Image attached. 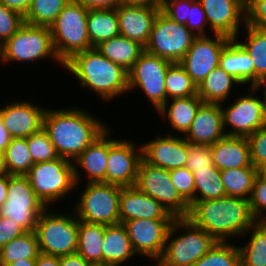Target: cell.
I'll return each mask as SVG.
<instances>
[{
  "label": "cell",
  "mask_w": 266,
  "mask_h": 266,
  "mask_svg": "<svg viewBox=\"0 0 266 266\" xmlns=\"http://www.w3.org/2000/svg\"><path fill=\"white\" fill-rule=\"evenodd\" d=\"M106 125L79 108H48L43 119V129L57 154L70 162H74L109 127Z\"/></svg>",
  "instance_id": "6da1fadb"
},
{
  "label": "cell",
  "mask_w": 266,
  "mask_h": 266,
  "mask_svg": "<svg viewBox=\"0 0 266 266\" xmlns=\"http://www.w3.org/2000/svg\"><path fill=\"white\" fill-rule=\"evenodd\" d=\"M187 218L218 242H227L231 237H244L256 223L249 199L232 196L193 202Z\"/></svg>",
  "instance_id": "7a4b0ae2"
},
{
  "label": "cell",
  "mask_w": 266,
  "mask_h": 266,
  "mask_svg": "<svg viewBox=\"0 0 266 266\" xmlns=\"http://www.w3.org/2000/svg\"><path fill=\"white\" fill-rule=\"evenodd\" d=\"M82 87L106 102L128 93V71L104 57L95 47L76 53L64 63Z\"/></svg>",
  "instance_id": "3957f363"
},
{
  "label": "cell",
  "mask_w": 266,
  "mask_h": 266,
  "mask_svg": "<svg viewBox=\"0 0 266 266\" xmlns=\"http://www.w3.org/2000/svg\"><path fill=\"white\" fill-rule=\"evenodd\" d=\"M182 229L186 232H180ZM216 242L188 218H176L169 229L164 252L153 266H193Z\"/></svg>",
  "instance_id": "277c9868"
},
{
  "label": "cell",
  "mask_w": 266,
  "mask_h": 266,
  "mask_svg": "<svg viewBox=\"0 0 266 266\" xmlns=\"http://www.w3.org/2000/svg\"><path fill=\"white\" fill-rule=\"evenodd\" d=\"M88 11L83 4L71 0L49 27L54 50L63 64L76 53L93 48L88 38Z\"/></svg>",
  "instance_id": "5b68a950"
},
{
  "label": "cell",
  "mask_w": 266,
  "mask_h": 266,
  "mask_svg": "<svg viewBox=\"0 0 266 266\" xmlns=\"http://www.w3.org/2000/svg\"><path fill=\"white\" fill-rule=\"evenodd\" d=\"M53 58L62 66L53 47L49 27L24 22L13 36L0 46V63L33 62Z\"/></svg>",
  "instance_id": "8992f818"
},
{
  "label": "cell",
  "mask_w": 266,
  "mask_h": 266,
  "mask_svg": "<svg viewBox=\"0 0 266 266\" xmlns=\"http://www.w3.org/2000/svg\"><path fill=\"white\" fill-rule=\"evenodd\" d=\"M25 176L47 208L76 188L73 162L63 157L36 163Z\"/></svg>",
  "instance_id": "52a82bcc"
},
{
  "label": "cell",
  "mask_w": 266,
  "mask_h": 266,
  "mask_svg": "<svg viewBox=\"0 0 266 266\" xmlns=\"http://www.w3.org/2000/svg\"><path fill=\"white\" fill-rule=\"evenodd\" d=\"M72 214H57L47 208L39 216L34 232L41 253L62 257L77 252L78 218Z\"/></svg>",
  "instance_id": "ba28073f"
},
{
  "label": "cell",
  "mask_w": 266,
  "mask_h": 266,
  "mask_svg": "<svg viewBox=\"0 0 266 266\" xmlns=\"http://www.w3.org/2000/svg\"><path fill=\"white\" fill-rule=\"evenodd\" d=\"M120 186L109 183H88L74 210L78 220L88 223L113 225L120 223L119 199Z\"/></svg>",
  "instance_id": "9c48e42d"
},
{
  "label": "cell",
  "mask_w": 266,
  "mask_h": 266,
  "mask_svg": "<svg viewBox=\"0 0 266 266\" xmlns=\"http://www.w3.org/2000/svg\"><path fill=\"white\" fill-rule=\"evenodd\" d=\"M196 37L185 24L173 21L159 11L145 51L172 63H180Z\"/></svg>",
  "instance_id": "30bf717a"
},
{
  "label": "cell",
  "mask_w": 266,
  "mask_h": 266,
  "mask_svg": "<svg viewBox=\"0 0 266 266\" xmlns=\"http://www.w3.org/2000/svg\"><path fill=\"white\" fill-rule=\"evenodd\" d=\"M46 209L25 175L8 174V197L0 207V216L13 220L27 232H33L39 216Z\"/></svg>",
  "instance_id": "8fae6325"
},
{
  "label": "cell",
  "mask_w": 266,
  "mask_h": 266,
  "mask_svg": "<svg viewBox=\"0 0 266 266\" xmlns=\"http://www.w3.org/2000/svg\"><path fill=\"white\" fill-rule=\"evenodd\" d=\"M135 186L161 203L175 218L188 217L190 205L174 187L169 170L153 166L142 158L138 167Z\"/></svg>",
  "instance_id": "7c38bea8"
},
{
  "label": "cell",
  "mask_w": 266,
  "mask_h": 266,
  "mask_svg": "<svg viewBox=\"0 0 266 266\" xmlns=\"http://www.w3.org/2000/svg\"><path fill=\"white\" fill-rule=\"evenodd\" d=\"M172 62L144 51L128 71V90L141 88L158 110L166 103L165 75Z\"/></svg>",
  "instance_id": "4fadbf2b"
},
{
  "label": "cell",
  "mask_w": 266,
  "mask_h": 266,
  "mask_svg": "<svg viewBox=\"0 0 266 266\" xmlns=\"http://www.w3.org/2000/svg\"><path fill=\"white\" fill-rule=\"evenodd\" d=\"M250 94L238 95V98L227 107L220 103L223 113V127L226 135L248 137L256 130L266 125L262 109L261 98L256 94V90L251 86ZM232 127L227 131L225 128ZM231 130V131H230Z\"/></svg>",
  "instance_id": "5bb4252c"
},
{
  "label": "cell",
  "mask_w": 266,
  "mask_h": 266,
  "mask_svg": "<svg viewBox=\"0 0 266 266\" xmlns=\"http://www.w3.org/2000/svg\"><path fill=\"white\" fill-rule=\"evenodd\" d=\"M109 131L108 127L106 183L120 187L135 186L142 159V145L136 148L132 140L109 139Z\"/></svg>",
  "instance_id": "9a60e30c"
},
{
  "label": "cell",
  "mask_w": 266,
  "mask_h": 266,
  "mask_svg": "<svg viewBox=\"0 0 266 266\" xmlns=\"http://www.w3.org/2000/svg\"><path fill=\"white\" fill-rule=\"evenodd\" d=\"M175 219H134L124 222L133 250L157 262L165 249L169 229Z\"/></svg>",
  "instance_id": "2e32d148"
},
{
  "label": "cell",
  "mask_w": 266,
  "mask_h": 266,
  "mask_svg": "<svg viewBox=\"0 0 266 266\" xmlns=\"http://www.w3.org/2000/svg\"><path fill=\"white\" fill-rule=\"evenodd\" d=\"M197 36L180 64L198 87L219 66L222 50L230 39L221 35ZM215 36V37H214Z\"/></svg>",
  "instance_id": "e0dca14e"
},
{
  "label": "cell",
  "mask_w": 266,
  "mask_h": 266,
  "mask_svg": "<svg viewBox=\"0 0 266 266\" xmlns=\"http://www.w3.org/2000/svg\"><path fill=\"white\" fill-rule=\"evenodd\" d=\"M205 12L209 29L214 35L235 40L240 33L239 25L246 23L244 0H198Z\"/></svg>",
  "instance_id": "ac0fdd59"
},
{
  "label": "cell",
  "mask_w": 266,
  "mask_h": 266,
  "mask_svg": "<svg viewBox=\"0 0 266 266\" xmlns=\"http://www.w3.org/2000/svg\"><path fill=\"white\" fill-rule=\"evenodd\" d=\"M169 134L143 143L142 158L147 163L166 170L185 167L189 142L184 136H177V132L174 136L171 131Z\"/></svg>",
  "instance_id": "d6986e66"
},
{
  "label": "cell",
  "mask_w": 266,
  "mask_h": 266,
  "mask_svg": "<svg viewBox=\"0 0 266 266\" xmlns=\"http://www.w3.org/2000/svg\"><path fill=\"white\" fill-rule=\"evenodd\" d=\"M46 108L26 100L15 101L0 108V116L12 138H28L43 128Z\"/></svg>",
  "instance_id": "ffe728a7"
},
{
  "label": "cell",
  "mask_w": 266,
  "mask_h": 266,
  "mask_svg": "<svg viewBox=\"0 0 266 266\" xmlns=\"http://www.w3.org/2000/svg\"><path fill=\"white\" fill-rule=\"evenodd\" d=\"M119 217L120 223L134 219H176L161 203L136 186L121 188Z\"/></svg>",
  "instance_id": "44dd1931"
},
{
  "label": "cell",
  "mask_w": 266,
  "mask_h": 266,
  "mask_svg": "<svg viewBox=\"0 0 266 266\" xmlns=\"http://www.w3.org/2000/svg\"><path fill=\"white\" fill-rule=\"evenodd\" d=\"M225 135L221 105L202 103L184 138L192 144L211 146Z\"/></svg>",
  "instance_id": "7402d4cb"
},
{
  "label": "cell",
  "mask_w": 266,
  "mask_h": 266,
  "mask_svg": "<svg viewBox=\"0 0 266 266\" xmlns=\"http://www.w3.org/2000/svg\"><path fill=\"white\" fill-rule=\"evenodd\" d=\"M116 10L120 35L145 47L148 44L152 25L160 7L121 4Z\"/></svg>",
  "instance_id": "603a6c76"
},
{
  "label": "cell",
  "mask_w": 266,
  "mask_h": 266,
  "mask_svg": "<svg viewBox=\"0 0 266 266\" xmlns=\"http://www.w3.org/2000/svg\"><path fill=\"white\" fill-rule=\"evenodd\" d=\"M107 156L108 128L74 160L76 187L82 183L80 168L87 173L88 183H106Z\"/></svg>",
  "instance_id": "cb8c5ba5"
},
{
  "label": "cell",
  "mask_w": 266,
  "mask_h": 266,
  "mask_svg": "<svg viewBox=\"0 0 266 266\" xmlns=\"http://www.w3.org/2000/svg\"><path fill=\"white\" fill-rule=\"evenodd\" d=\"M214 166L222 171L253 166L246 137L225 135L211 145Z\"/></svg>",
  "instance_id": "d4e9b609"
},
{
  "label": "cell",
  "mask_w": 266,
  "mask_h": 266,
  "mask_svg": "<svg viewBox=\"0 0 266 266\" xmlns=\"http://www.w3.org/2000/svg\"><path fill=\"white\" fill-rule=\"evenodd\" d=\"M219 66L237 79L241 85H254V63L249 54L236 41L230 40L220 54Z\"/></svg>",
  "instance_id": "484cf974"
},
{
  "label": "cell",
  "mask_w": 266,
  "mask_h": 266,
  "mask_svg": "<svg viewBox=\"0 0 266 266\" xmlns=\"http://www.w3.org/2000/svg\"><path fill=\"white\" fill-rule=\"evenodd\" d=\"M103 263L124 265V262L136 255L127 229L123 223L105 225L102 242Z\"/></svg>",
  "instance_id": "4316f807"
},
{
  "label": "cell",
  "mask_w": 266,
  "mask_h": 266,
  "mask_svg": "<svg viewBox=\"0 0 266 266\" xmlns=\"http://www.w3.org/2000/svg\"><path fill=\"white\" fill-rule=\"evenodd\" d=\"M168 101L157 112L161 117L168 118L173 131L175 130L184 136L203 101L197 94L189 97L173 98L170 100L171 103ZM168 103L170 106L167 105Z\"/></svg>",
  "instance_id": "83f0119b"
},
{
  "label": "cell",
  "mask_w": 266,
  "mask_h": 266,
  "mask_svg": "<svg viewBox=\"0 0 266 266\" xmlns=\"http://www.w3.org/2000/svg\"><path fill=\"white\" fill-rule=\"evenodd\" d=\"M95 48L104 57L122 66L126 71L132 68L140 55L145 51V47L140 43L121 35L102 41Z\"/></svg>",
  "instance_id": "f1b7e54d"
},
{
  "label": "cell",
  "mask_w": 266,
  "mask_h": 266,
  "mask_svg": "<svg viewBox=\"0 0 266 266\" xmlns=\"http://www.w3.org/2000/svg\"><path fill=\"white\" fill-rule=\"evenodd\" d=\"M237 84L242 86L237 79L218 66L197 87V95L203 103H225L231 96L234 85L237 87Z\"/></svg>",
  "instance_id": "f546056e"
},
{
  "label": "cell",
  "mask_w": 266,
  "mask_h": 266,
  "mask_svg": "<svg viewBox=\"0 0 266 266\" xmlns=\"http://www.w3.org/2000/svg\"><path fill=\"white\" fill-rule=\"evenodd\" d=\"M87 25L92 47L120 35L116 8L89 9Z\"/></svg>",
  "instance_id": "4dcf8cb0"
},
{
  "label": "cell",
  "mask_w": 266,
  "mask_h": 266,
  "mask_svg": "<svg viewBox=\"0 0 266 266\" xmlns=\"http://www.w3.org/2000/svg\"><path fill=\"white\" fill-rule=\"evenodd\" d=\"M105 234L104 224L88 223L78 220L77 254L90 263H103L102 242Z\"/></svg>",
  "instance_id": "1f68e13d"
},
{
  "label": "cell",
  "mask_w": 266,
  "mask_h": 266,
  "mask_svg": "<svg viewBox=\"0 0 266 266\" xmlns=\"http://www.w3.org/2000/svg\"><path fill=\"white\" fill-rule=\"evenodd\" d=\"M257 174L254 166L220 171L226 196L250 199Z\"/></svg>",
  "instance_id": "d6a6232c"
},
{
  "label": "cell",
  "mask_w": 266,
  "mask_h": 266,
  "mask_svg": "<svg viewBox=\"0 0 266 266\" xmlns=\"http://www.w3.org/2000/svg\"><path fill=\"white\" fill-rule=\"evenodd\" d=\"M246 234L251 235L249 241L238 246L241 266H266V222H256Z\"/></svg>",
  "instance_id": "836d02e7"
},
{
  "label": "cell",
  "mask_w": 266,
  "mask_h": 266,
  "mask_svg": "<svg viewBox=\"0 0 266 266\" xmlns=\"http://www.w3.org/2000/svg\"><path fill=\"white\" fill-rule=\"evenodd\" d=\"M245 34L247 35L245 42L235 40L249 54L254 63V84L266 77V32L256 29L255 27L245 24Z\"/></svg>",
  "instance_id": "e575fe53"
},
{
  "label": "cell",
  "mask_w": 266,
  "mask_h": 266,
  "mask_svg": "<svg viewBox=\"0 0 266 266\" xmlns=\"http://www.w3.org/2000/svg\"><path fill=\"white\" fill-rule=\"evenodd\" d=\"M40 253L35 232L11 240L0 249V266H7L18 259H37Z\"/></svg>",
  "instance_id": "d590c367"
},
{
  "label": "cell",
  "mask_w": 266,
  "mask_h": 266,
  "mask_svg": "<svg viewBox=\"0 0 266 266\" xmlns=\"http://www.w3.org/2000/svg\"><path fill=\"white\" fill-rule=\"evenodd\" d=\"M195 181V202L219 199L226 196L220 170L198 169L193 172Z\"/></svg>",
  "instance_id": "8d00e7d4"
},
{
  "label": "cell",
  "mask_w": 266,
  "mask_h": 266,
  "mask_svg": "<svg viewBox=\"0 0 266 266\" xmlns=\"http://www.w3.org/2000/svg\"><path fill=\"white\" fill-rule=\"evenodd\" d=\"M4 157L9 175H26L34 165L27 138H12L4 152Z\"/></svg>",
  "instance_id": "74e56055"
},
{
  "label": "cell",
  "mask_w": 266,
  "mask_h": 266,
  "mask_svg": "<svg viewBox=\"0 0 266 266\" xmlns=\"http://www.w3.org/2000/svg\"><path fill=\"white\" fill-rule=\"evenodd\" d=\"M166 101L197 94V86L180 63H172L165 75Z\"/></svg>",
  "instance_id": "f35d334b"
},
{
  "label": "cell",
  "mask_w": 266,
  "mask_h": 266,
  "mask_svg": "<svg viewBox=\"0 0 266 266\" xmlns=\"http://www.w3.org/2000/svg\"><path fill=\"white\" fill-rule=\"evenodd\" d=\"M71 0H32L24 22L50 27L58 14Z\"/></svg>",
  "instance_id": "ab89813d"
},
{
  "label": "cell",
  "mask_w": 266,
  "mask_h": 266,
  "mask_svg": "<svg viewBox=\"0 0 266 266\" xmlns=\"http://www.w3.org/2000/svg\"><path fill=\"white\" fill-rule=\"evenodd\" d=\"M230 243L217 241L193 266H241L239 247Z\"/></svg>",
  "instance_id": "60d3db41"
},
{
  "label": "cell",
  "mask_w": 266,
  "mask_h": 266,
  "mask_svg": "<svg viewBox=\"0 0 266 266\" xmlns=\"http://www.w3.org/2000/svg\"><path fill=\"white\" fill-rule=\"evenodd\" d=\"M27 145L34 164L54 160L59 157L43 128L27 138Z\"/></svg>",
  "instance_id": "b9f144b4"
},
{
  "label": "cell",
  "mask_w": 266,
  "mask_h": 266,
  "mask_svg": "<svg viewBox=\"0 0 266 266\" xmlns=\"http://www.w3.org/2000/svg\"><path fill=\"white\" fill-rule=\"evenodd\" d=\"M169 174L181 197L191 205L195 202V181L193 172L188 168H176L169 170Z\"/></svg>",
  "instance_id": "7bdbcfd3"
},
{
  "label": "cell",
  "mask_w": 266,
  "mask_h": 266,
  "mask_svg": "<svg viewBox=\"0 0 266 266\" xmlns=\"http://www.w3.org/2000/svg\"><path fill=\"white\" fill-rule=\"evenodd\" d=\"M24 16L0 3V46L23 25Z\"/></svg>",
  "instance_id": "ee69618b"
},
{
  "label": "cell",
  "mask_w": 266,
  "mask_h": 266,
  "mask_svg": "<svg viewBox=\"0 0 266 266\" xmlns=\"http://www.w3.org/2000/svg\"><path fill=\"white\" fill-rule=\"evenodd\" d=\"M249 203L256 222H266V179L259 173L255 177Z\"/></svg>",
  "instance_id": "f6af8a7d"
},
{
  "label": "cell",
  "mask_w": 266,
  "mask_h": 266,
  "mask_svg": "<svg viewBox=\"0 0 266 266\" xmlns=\"http://www.w3.org/2000/svg\"><path fill=\"white\" fill-rule=\"evenodd\" d=\"M186 168L191 172L198 169H212L214 166L211 146L189 143V152L186 160Z\"/></svg>",
  "instance_id": "bcb514c9"
},
{
  "label": "cell",
  "mask_w": 266,
  "mask_h": 266,
  "mask_svg": "<svg viewBox=\"0 0 266 266\" xmlns=\"http://www.w3.org/2000/svg\"><path fill=\"white\" fill-rule=\"evenodd\" d=\"M246 138L249 143L252 165L259 169L266 164V125Z\"/></svg>",
  "instance_id": "7dc6e473"
},
{
  "label": "cell",
  "mask_w": 266,
  "mask_h": 266,
  "mask_svg": "<svg viewBox=\"0 0 266 266\" xmlns=\"http://www.w3.org/2000/svg\"><path fill=\"white\" fill-rule=\"evenodd\" d=\"M194 1L195 0H162L160 11L169 19L181 24H186L191 4Z\"/></svg>",
  "instance_id": "c3c4849f"
},
{
  "label": "cell",
  "mask_w": 266,
  "mask_h": 266,
  "mask_svg": "<svg viewBox=\"0 0 266 266\" xmlns=\"http://www.w3.org/2000/svg\"><path fill=\"white\" fill-rule=\"evenodd\" d=\"M266 32V0L246 1V23Z\"/></svg>",
  "instance_id": "681fc988"
},
{
  "label": "cell",
  "mask_w": 266,
  "mask_h": 266,
  "mask_svg": "<svg viewBox=\"0 0 266 266\" xmlns=\"http://www.w3.org/2000/svg\"><path fill=\"white\" fill-rule=\"evenodd\" d=\"M207 24V25H206ZM185 26L196 36H207L205 29L208 26L205 12L198 0L191 4L188 20Z\"/></svg>",
  "instance_id": "f907efd6"
},
{
  "label": "cell",
  "mask_w": 266,
  "mask_h": 266,
  "mask_svg": "<svg viewBox=\"0 0 266 266\" xmlns=\"http://www.w3.org/2000/svg\"><path fill=\"white\" fill-rule=\"evenodd\" d=\"M27 231L13 220L0 216V249L11 240L20 237Z\"/></svg>",
  "instance_id": "816d5d0a"
},
{
  "label": "cell",
  "mask_w": 266,
  "mask_h": 266,
  "mask_svg": "<svg viewBox=\"0 0 266 266\" xmlns=\"http://www.w3.org/2000/svg\"><path fill=\"white\" fill-rule=\"evenodd\" d=\"M83 4L88 9L118 8L121 0H73Z\"/></svg>",
  "instance_id": "f5cc1de1"
},
{
  "label": "cell",
  "mask_w": 266,
  "mask_h": 266,
  "mask_svg": "<svg viewBox=\"0 0 266 266\" xmlns=\"http://www.w3.org/2000/svg\"><path fill=\"white\" fill-rule=\"evenodd\" d=\"M90 264L77 253L60 257V266H90Z\"/></svg>",
  "instance_id": "db71d44e"
},
{
  "label": "cell",
  "mask_w": 266,
  "mask_h": 266,
  "mask_svg": "<svg viewBox=\"0 0 266 266\" xmlns=\"http://www.w3.org/2000/svg\"><path fill=\"white\" fill-rule=\"evenodd\" d=\"M32 0H0L6 7L20 12L23 16L30 7Z\"/></svg>",
  "instance_id": "11a10c76"
},
{
  "label": "cell",
  "mask_w": 266,
  "mask_h": 266,
  "mask_svg": "<svg viewBox=\"0 0 266 266\" xmlns=\"http://www.w3.org/2000/svg\"><path fill=\"white\" fill-rule=\"evenodd\" d=\"M36 266H60V257L40 252L36 259Z\"/></svg>",
  "instance_id": "9f6ffc18"
},
{
  "label": "cell",
  "mask_w": 266,
  "mask_h": 266,
  "mask_svg": "<svg viewBox=\"0 0 266 266\" xmlns=\"http://www.w3.org/2000/svg\"><path fill=\"white\" fill-rule=\"evenodd\" d=\"M12 137L3 124V120L0 116V151L5 152L11 142Z\"/></svg>",
  "instance_id": "6f0895ef"
},
{
  "label": "cell",
  "mask_w": 266,
  "mask_h": 266,
  "mask_svg": "<svg viewBox=\"0 0 266 266\" xmlns=\"http://www.w3.org/2000/svg\"><path fill=\"white\" fill-rule=\"evenodd\" d=\"M123 5L161 7L162 0H121Z\"/></svg>",
  "instance_id": "680465c9"
},
{
  "label": "cell",
  "mask_w": 266,
  "mask_h": 266,
  "mask_svg": "<svg viewBox=\"0 0 266 266\" xmlns=\"http://www.w3.org/2000/svg\"><path fill=\"white\" fill-rule=\"evenodd\" d=\"M8 197V173L0 174V207Z\"/></svg>",
  "instance_id": "91938a15"
},
{
  "label": "cell",
  "mask_w": 266,
  "mask_h": 266,
  "mask_svg": "<svg viewBox=\"0 0 266 266\" xmlns=\"http://www.w3.org/2000/svg\"><path fill=\"white\" fill-rule=\"evenodd\" d=\"M256 91H258V89H263L264 90V94H263V99H261L262 101V109H263V113H264V117L266 119V77L262 78L260 80H258L253 86H252ZM263 87V88H262Z\"/></svg>",
  "instance_id": "94428289"
},
{
  "label": "cell",
  "mask_w": 266,
  "mask_h": 266,
  "mask_svg": "<svg viewBox=\"0 0 266 266\" xmlns=\"http://www.w3.org/2000/svg\"><path fill=\"white\" fill-rule=\"evenodd\" d=\"M7 266H36V259H18Z\"/></svg>",
  "instance_id": "6125c7cd"
},
{
  "label": "cell",
  "mask_w": 266,
  "mask_h": 266,
  "mask_svg": "<svg viewBox=\"0 0 266 266\" xmlns=\"http://www.w3.org/2000/svg\"><path fill=\"white\" fill-rule=\"evenodd\" d=\"M7 173L6 167H5V157L4 152L0 151V174Z\"/></svg>",
  "instance_id": "be15d7a7"
},
{
  "label": "cell",
  "mask_w": 266,
  "mask_h": 266,
  "mask_svg": "<svg viewBox=\"0 0 266 266\" xmlns=\"http://www.w3.org/2000/svg\"><path fill=\"white\" fill-rule=\"evenodd\" d=\"M258 173L266 179V164L258 169Z\"/></svg>",
  "instance_id": "e7e4bbea"
},
{
  "label": "cell",
  "mask_w": 266,
  "mask_h": 266,
  "mask_svg": "<svg viewBox=\"0 0 266 266\" xmlns=\"http://www.w3.org/2000/svg\"><path fill=\"white\" fill-rule=\"evenodd\" d=\"M90 266H117V265L108 264V263H91Z\"/></svg>",
  "instance_id": "03108f58"
}]
</instances>
